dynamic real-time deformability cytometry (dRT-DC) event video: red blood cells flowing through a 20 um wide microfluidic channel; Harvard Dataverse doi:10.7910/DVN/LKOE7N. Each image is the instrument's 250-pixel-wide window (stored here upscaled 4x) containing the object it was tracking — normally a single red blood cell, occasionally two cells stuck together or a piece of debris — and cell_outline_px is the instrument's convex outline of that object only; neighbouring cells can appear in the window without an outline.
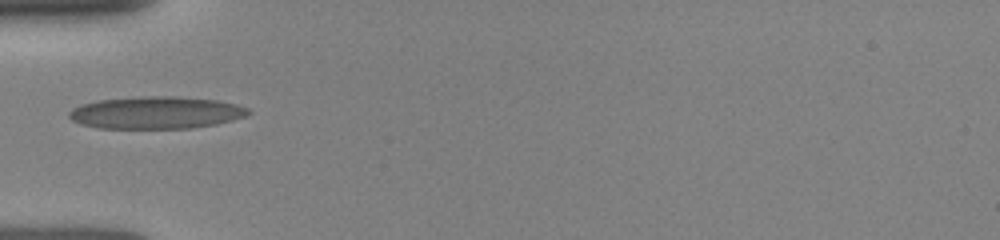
{"species": "human", "species_latin": "Homo sapiens", "temperature_condition": "room temperature", "stored_images_in_passage": 8, "camera_frame_rate_fps": 3000, "um_per_image_px": 0.085, "donor": {"sex": "female"}, "frame": {"image": 1, "passage_image": 1, "time_ms": 0.0, "image_size_px": [1000, 240], "cell_outline_px": [[252, 112], [244, 116], [232, 120], [216, 124], [188, 128], [96, 128], [80, 124], [72, 120], [68, 116], [68, 112], [72, 108], [80, 104], [100, 100], [144, 96], [176, 96], [216, 100], [236, 104], [248, 108]], "centroid_in_image_um": [13.23, 9.57], "position_along_channel_um": 71.8, "area_um2": 33.7}}
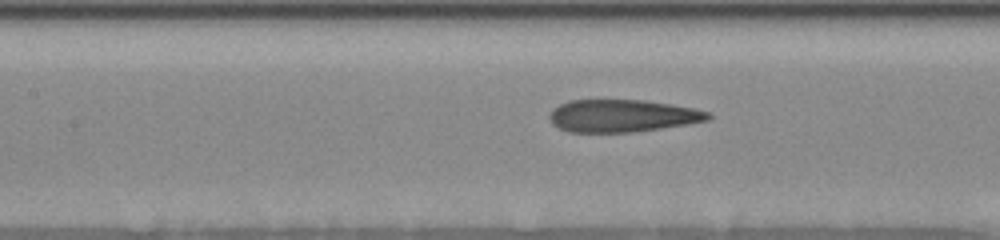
{"frame": {"image": 2, "passage_image": 5, "time_ms": 2.0, "image_size_px": [1000, 240], "cell_outline_px": [[712, 116], [708, 120], [688, 124], [632, 132], [568, 132], [552, 124], [548, 116], [552, 108], [568, 100], [644, 100], [692, 108], [712, 112]], "centroid_in_image_um": [52.87, 9.84], "position_along_channel_um": 154.5, "area_um2": 30.0}}
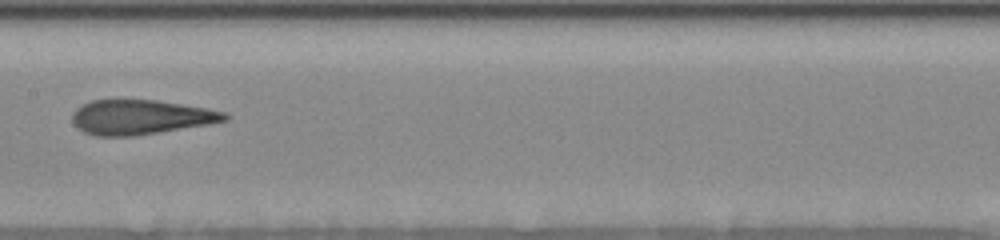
{"frame": {"image": 3, "passage_image": 7, "time_ms": 3.0, "image_size_px": [1000, 240], "cell_outline_px": [[228, 120], [208, 124], [132, 136], [96, 136], [84, 132], [72, 120], [72, 112], [76, 108], [92, 100], [156, 100], [204, 108], [224, 112], [228, 116]], "centroid_in_image_um": [11.92, 9.95], "position_along_channel_um": 195.5, "area_um2": 30.23}}